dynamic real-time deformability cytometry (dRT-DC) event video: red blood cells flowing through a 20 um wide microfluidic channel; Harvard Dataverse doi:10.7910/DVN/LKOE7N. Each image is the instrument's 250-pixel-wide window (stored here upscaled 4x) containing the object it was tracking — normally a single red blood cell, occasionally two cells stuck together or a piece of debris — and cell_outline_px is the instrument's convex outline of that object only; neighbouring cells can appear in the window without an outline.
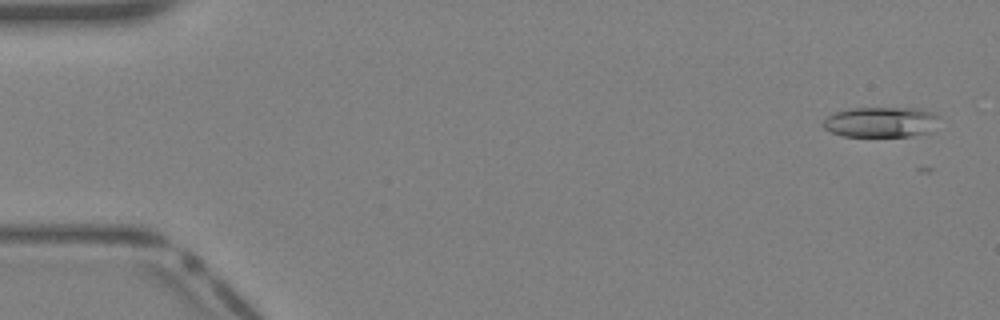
{"species": "Egyptian fruit bat (a non-hibernating species)", "species_latin": "Rousettus aegyptiacus", "temperature_condition": "warm", "stored_images_in_passage": 12, "camera_frame_rate_fps": 3000, "um_per_image_px": 0.085, "animal": {"sex": "female"}, "frame": {"image": 1, "passage_image": 2, "time_ms": 0.333, "image_size_px": [1000, 320], "cell_outline_px": [[940, 116], [928, 132], [912, 136], [844, 136], [832, 132], [824, 128], [824, 120], [832, 112], [848, 108], [920, 108], [936, 112]], "centroid_in_image_um": [74.87, 10.35], "position_along_channel_um": 10.1, "area_um2": 20.58}}
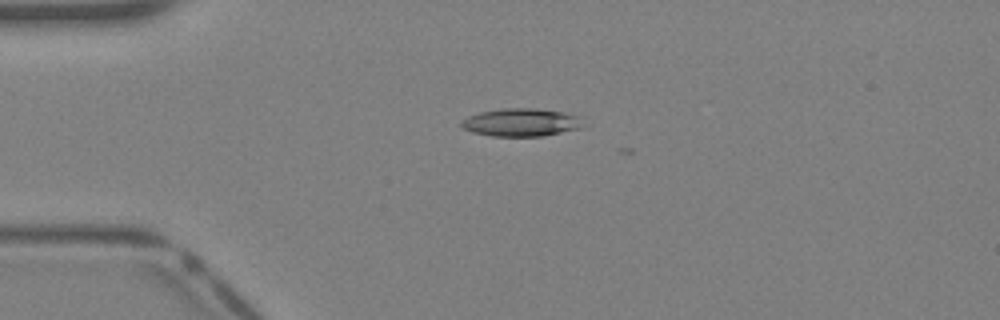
{"frame": {"image": 2, "passage_image": 10, "time_ms": 3.0, "image_size_px": [1000, 320], "cell_outline_px": [[588, 124], [580, 128], [544, 136], [492, 136], [472, 132], [464, 128], [460, 124], [468, 116], [480, 112], [504, 108], [536, 108], [564, 112], [584, 116]], "centroid_in_image_um": [44.42, 10.39], "position_along_channel_um": 40.6, "area_um2": 20.17}}